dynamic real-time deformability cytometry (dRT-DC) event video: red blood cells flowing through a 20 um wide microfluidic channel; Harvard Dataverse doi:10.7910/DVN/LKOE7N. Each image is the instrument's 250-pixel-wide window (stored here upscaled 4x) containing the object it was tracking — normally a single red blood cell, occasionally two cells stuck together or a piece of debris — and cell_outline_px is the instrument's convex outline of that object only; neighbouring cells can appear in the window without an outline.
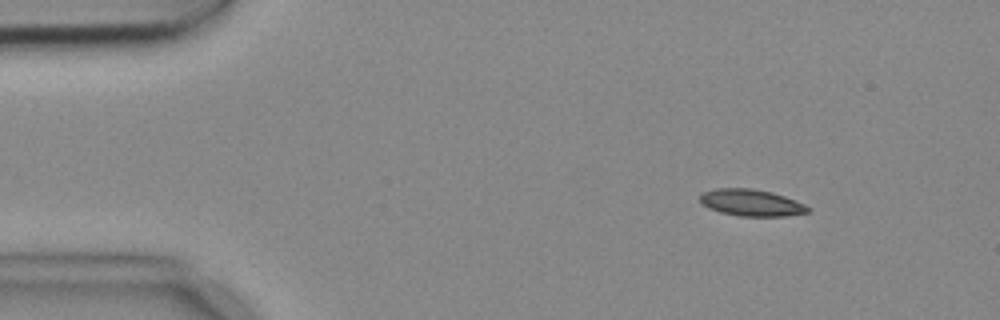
{"species": "common noctule bat (a hibernating species)", "species_latin": "Nyctalus noctula", "temperature_condition": "cold", "stored_images_in_passage": 4, "camera_frame_rate_fps": 3000, "um_per_image_px": 0.085, "animal": {"sex": "female", "body_mass_g": 18.4}, "frame": {"image": 1, "passage_image": 2, "time_ms": 0.333, "image_size_px": [1000, 320], "cell_outline_px": [[812, 208], [808, 212], [784, 216], [740, 216], [720, 212], [708, 208], [700, 200], [700, 192], [716, 188], [752, 188], [772, 192], [796, 200]], "centroid_in_image_um": [63.86, 17.22], "position_along_channel_um": 21.1, "area_um2": 16.88}}